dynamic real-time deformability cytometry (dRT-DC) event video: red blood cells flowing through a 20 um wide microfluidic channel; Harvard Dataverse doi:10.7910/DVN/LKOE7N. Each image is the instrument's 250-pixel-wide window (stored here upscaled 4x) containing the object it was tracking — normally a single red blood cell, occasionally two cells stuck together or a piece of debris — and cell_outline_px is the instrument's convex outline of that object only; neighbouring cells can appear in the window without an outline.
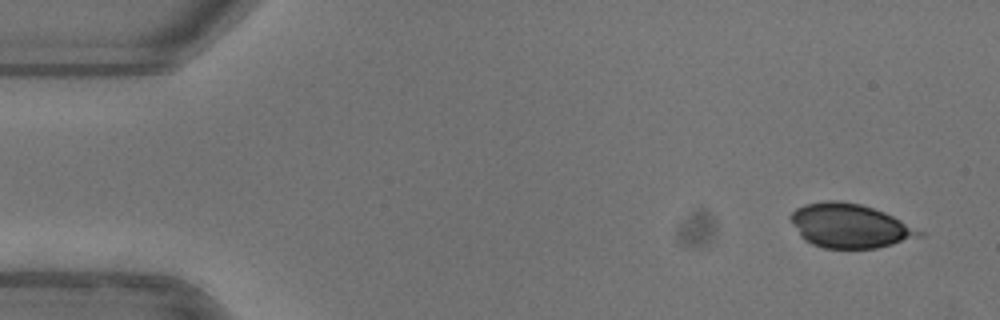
{"species": "common noctule bat (a hibernating species)", "species_latin": "Nyctalus noctula", "temperature_condition": "warm", "stored_images_in_passage": 8, "segment_of_instrument_passage": [2, 2], "camera_frame_rate_fps": 3000, "um_per_image_px": 0.085, "animal": {"sex": "female"}, "frame": {"image": 1, "passage_image": 8, "time_ms": 2.333, "image_size_px": [1000, 320], "cell_outline_px": [[928, 236], [876, 248], [824, 248], [812, 244], [804, 240], [800, 236], [788, 216], [796, 208], [804, 204], [824, 200], [836, 200], [860, 204], [884, 212], [924, 232]], "centroid_in_image_um": [72.23, 19.2], "position_along_channel_um": 12.8, "area_um2": 33.18}}